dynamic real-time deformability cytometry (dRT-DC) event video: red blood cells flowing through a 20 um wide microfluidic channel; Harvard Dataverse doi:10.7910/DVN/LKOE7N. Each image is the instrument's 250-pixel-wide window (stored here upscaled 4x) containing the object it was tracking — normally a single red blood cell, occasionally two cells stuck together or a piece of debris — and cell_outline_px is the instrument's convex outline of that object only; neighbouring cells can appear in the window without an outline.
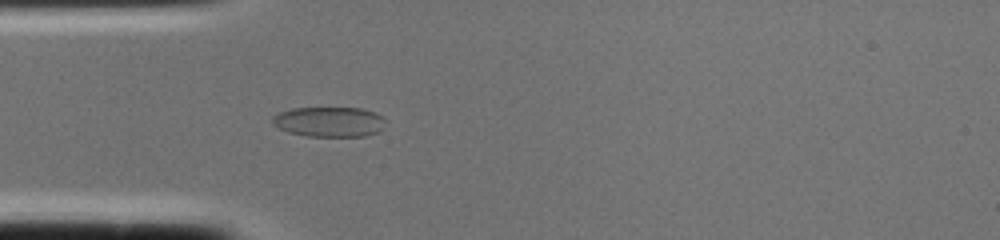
{"species": "common noctule bat (a hibernating species)", "species_latin": "Nyctalus noctula", "temperature_condition": "cold", "stored_images_in_passage": 1, "camera_frame_rate_fps": 3000, "um_per_image_px": 0.085, "animal": {"sex": "female", "body_mass_g": 22.0, "forearm_length_mm": 56.7}, "frame": {"image": 1, "passage_image": 1, "time_ms": 0.0, "image_size_px": [1000, 240], "cell_outline_px": [[384, 128], [380, 132], [364, 136], [308, 136], [288, 132], [272, 124], [272, 116], [280, 112], [292, 108], [360, 108], [376, 112], [384, 116]], "centroid_in_image_um": [28.02, 10.35], "position_along_channel_um": 57.0, "area_um2": 19.94}}